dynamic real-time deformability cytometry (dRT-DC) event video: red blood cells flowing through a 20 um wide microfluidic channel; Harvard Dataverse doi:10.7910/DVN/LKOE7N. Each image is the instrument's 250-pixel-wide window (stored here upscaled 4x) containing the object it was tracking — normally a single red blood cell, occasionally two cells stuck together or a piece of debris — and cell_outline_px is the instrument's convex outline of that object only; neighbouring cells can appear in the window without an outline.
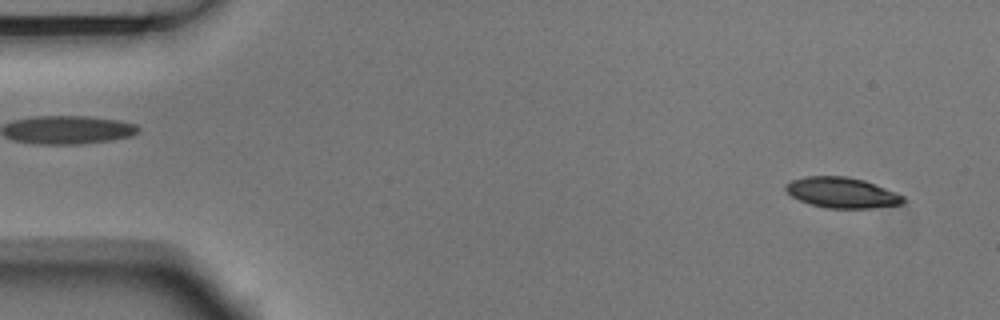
{"species": "Egyptian fruit bat (a non-hibernating species)", "species_latin": "Rousettus aegyptiacus", "temperature_condition": "room temperature", "stored_images_in_passage": 5, "camera_frame_rate_fps": 3000, "um_per_image_px": 0.085, "animal": {"sex": "male"}, "frame": {"image": 1, "passage_image": 1, "time_ms": 0.0, "image_size_px": [1000, 320], "cell_outline_px": [[904, 204], [872, 208], [828, 208], [812, 204], [800, 200], [792, 196], [784, 188], [784, 184], [792, 180], [804, 176], [844, 176], [864, 180], [896, 192], [904, 196]], "centroid_in_image_um": [71.57, 16.37], "position_along_channel_um": 13.4, "area_um2": 20.87}}
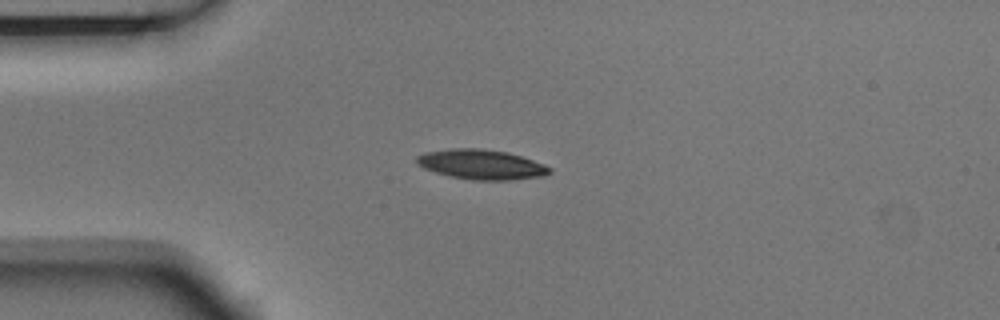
{"frame": {"image": 2, "passage_image": 4, "time_ms": 1.0, "image_size_px": [1000, 320], "cell_outline_px": [[552, 172], [544, 176], [512, 180], [472, 180], [448, 176], [424, 168], [416, 164], [416, 156], [424, 152], [452, 148], [480, 148], [508, 152], [544, 164], [552, 168]], "centroid_in_image_um": [40.91, 13.98], "position_along_channel_um": 44.1, "area_um2": 23.29}}